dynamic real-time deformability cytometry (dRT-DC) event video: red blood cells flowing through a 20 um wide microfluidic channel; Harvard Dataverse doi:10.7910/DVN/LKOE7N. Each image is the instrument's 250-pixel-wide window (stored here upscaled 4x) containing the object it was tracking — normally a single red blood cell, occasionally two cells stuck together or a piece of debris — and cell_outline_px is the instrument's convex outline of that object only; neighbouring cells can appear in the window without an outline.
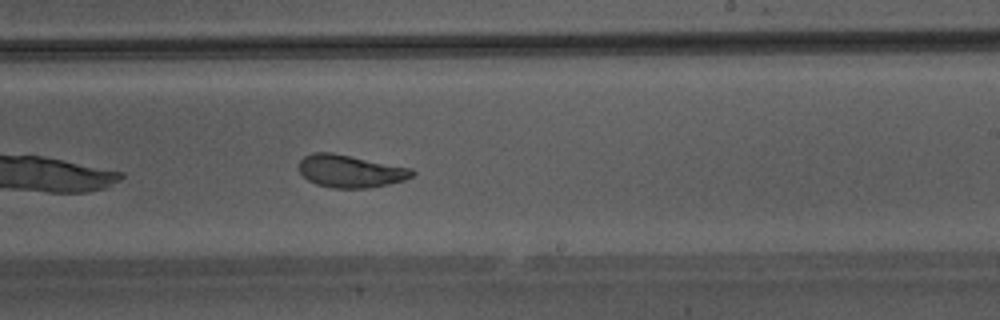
{"species": "Egyptian fruit bat (a non-hibernating species)", "species_latin": "Rousettus aegyptiacus", "temperature_condition": "warm", "stored_images_in_passage": 32, "camera_frame_rate_fps": 3000, "um_per_image_px": 0.085, "animal": {"sex": "male"}, "frame": {"image": 1, "passage_image": 14, "time_ms": 4.333, "image_size_px": [1000, 320], "cell_outline_px": [[416, 172], [412, 176], [404, 180], [388, 184], [368, 188], [332, 188], [316, 184], [308, 180], [300, 172], [300, 160], [304, 156], [312, 152], [332, 152], [412, 168]], "centroid_in_image_um": [29.79, 14.54], "position_along_channel_um": 259.2, "area_um2": 21.5}}